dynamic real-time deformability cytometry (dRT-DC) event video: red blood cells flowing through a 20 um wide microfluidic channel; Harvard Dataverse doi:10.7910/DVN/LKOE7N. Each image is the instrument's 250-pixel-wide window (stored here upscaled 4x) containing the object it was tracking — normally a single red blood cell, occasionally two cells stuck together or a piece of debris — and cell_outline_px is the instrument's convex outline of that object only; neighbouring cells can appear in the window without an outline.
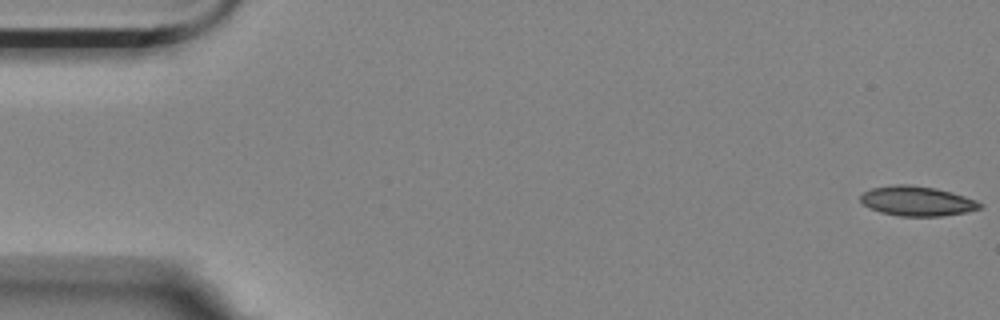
{"species": "Egyptian fruit bat (a non-hibernating species)", "species_latin": "Rousettus aegyptiacus", "temperature_condition": "room temperature", "stored_images_in_passage": 52, "camera_frame_rate_fps": 3000, "um_per_image_px": 0.085, "animal": {"sex": "female"}, "frame": {"image": 1, "passage_image": 1, "time_ms": 0.0, "image_size_px": [1000, 320], "cell_outline_px": [[984, 208], [964, 212], [940, 216], [900, 216], [880, 212], [864, 204], [860, 200], [860, 196], [864, 192], [872, 188], [896, 184], [908, 184], [936, 188], [952, 192], [976, 200], [984, 204]], "centroid_in_image_um": [77.99, 17.08], "position_along_channel_um": 7.0, "area_um2": 20.63}}
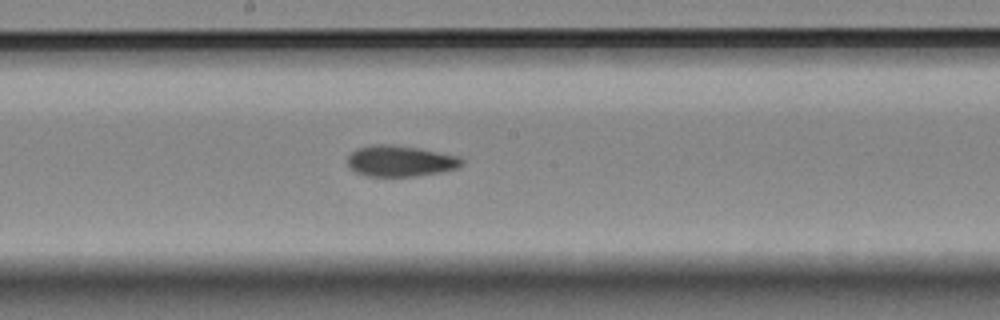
{"frame": {"image": 2, "passage_image": 30, "time_ms": 9.667, "image_size_px": [1000, 320], "cell_outline_px": [[464, 164], [460, 168], [440, 172], [416, 176], [368, 176], [356, 172], [348, 168], [348, 156], [352, 152], [360, 148], [376, 144], [388, 144], [416, 148], [460, 156], [464, 160]], "centroid_in_image_um": [34.06, 13.7], "position_along_channel_um": 214.1, "area_um2": 20.58}}
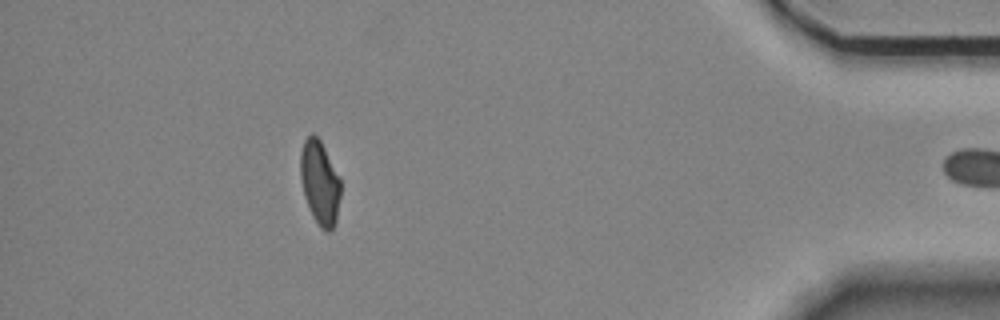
{"frame": {"image": 3, "passage_image": 51, "time_ms": 16.667, "image_size_px": [1000, 320], "cell_outline_px": [[340, 196], [336, 220], [332, 228], [328, 232], [324, 232], [320, 228], [312, 216], [304, 196], [300, 176], [300, 152], [304, 140], [312, 132], [320, 140], [340, 180]], "centroid_in_image_um": [27.16, 15.55], "position_along_channel_um": 408.0, "area_um2": 19.54}}